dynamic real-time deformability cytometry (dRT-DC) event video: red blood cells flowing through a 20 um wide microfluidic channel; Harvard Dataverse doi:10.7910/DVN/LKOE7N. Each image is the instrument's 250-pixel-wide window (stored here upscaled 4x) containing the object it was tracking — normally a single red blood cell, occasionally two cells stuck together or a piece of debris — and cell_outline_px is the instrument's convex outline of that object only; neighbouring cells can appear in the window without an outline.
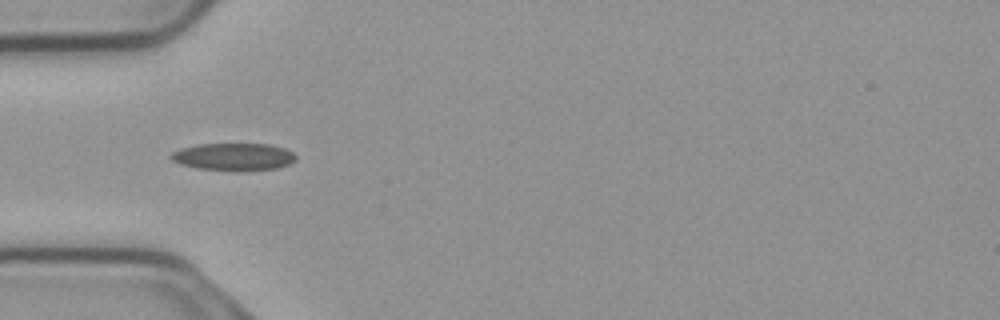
{"species": "common noctule bat (a hibernating species)", "species_latin": "Nyctalus noctula", "temperature_condition": "cold", "stored_images_in_passage": 13, "camera_frame_rate_fps": 3000, "um_per_image_px": 0.085, "animal": {"sex": "male", "body_mass_g": 23.1, "forearm_length_mm": 52.7}, "frame": {"image": 1, "passage_image": 6, "time_ms": 1.667, "image_size_px": [1000, 320], "cell_outline_px": [[296, 160], [288, 164], [276, 168], [232, 172], [196, 168], [180, 164], [172, 160], [168, 156], [172, 152], [180, 148], [200, 144], [272, 144], [284, 148], [292, 152], [296, 156]], "centroid_in_image_um": [19.83, 13.34], "position_along_channel_um": 65.2, "area_um2": 20.23}}
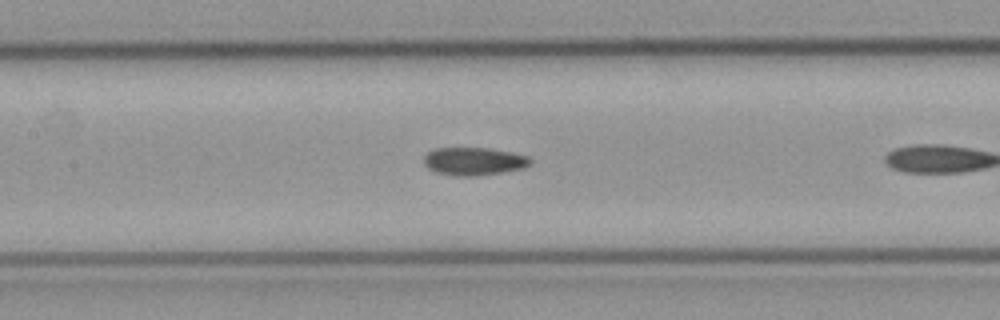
{"frame": {"image": 2, "passage_image": 11, "time_ms": 3.333, "image_size_px": [1000, 320], "cell_outline_px": [[532, 164], [524, 168], [504, 172], [472, 176], [456, 176], [436, 172], [428, 168], [424, 164], [424, 156], [428, 152], [436, 148], [488, 148], [512, 152], [528, 156], [532, 160]], "centroid_in_image_um": [40.31, 13.71], "position_along_channel_um": 167.1, "area_um2": 17.4}}